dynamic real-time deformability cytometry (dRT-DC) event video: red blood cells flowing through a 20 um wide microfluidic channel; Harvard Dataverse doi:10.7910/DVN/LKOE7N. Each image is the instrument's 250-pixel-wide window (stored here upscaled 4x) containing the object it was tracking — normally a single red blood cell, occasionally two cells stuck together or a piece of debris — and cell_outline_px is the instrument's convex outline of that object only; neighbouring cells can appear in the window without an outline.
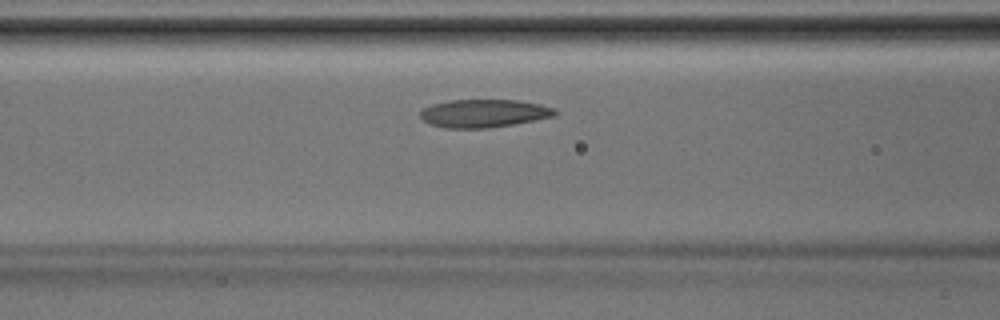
{"species": "Egyptian fruit bat (a non-hibernating species)", "species_latin": "Rousettus aegyptiacus", "temperature_condition": "room temperature", "stored_images_in_passage": 30, "camera_frame_rate_fps": 3000, "um_per_image_px": 0.085, "animal": {"sex": "male"}, "frame": {"image": 1, "passage_image": 9, "time_ms": 2.667, "image_size_px": [1000, 320], "cell_outline_px": [[560, 112], [556, 116], [512, 124], [488, 128], [444, 128], [428, 124], [420, 116], [420, 112], [424, 108], [432, 104], [448, 100], [516, 100], [540, 104], [556, 108]], "centroid_in_image_um": [41.15, 9.63], "position_along_channel_um": 125.5, "area_um2": 22.14}}
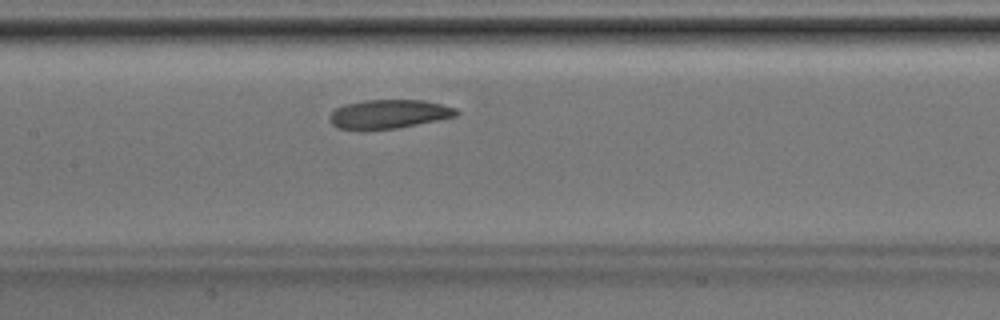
{"frame": {"image": 2, "passage_image": 12, "time_ms": 3.667, "image_size_px": [1000, 320], "cell_outline_px": [[460, 112], [456, 116], [396, 128], [364, 132], [340, 128], [332, 124], [328, 116], [336, 108], [344, 104], [364, 100], [424, 100], [456, 108]], "centroid_in_image_um": [32.99, 9.71], "position_along_channel_um": 174.4, "area_um2": 21.62}}
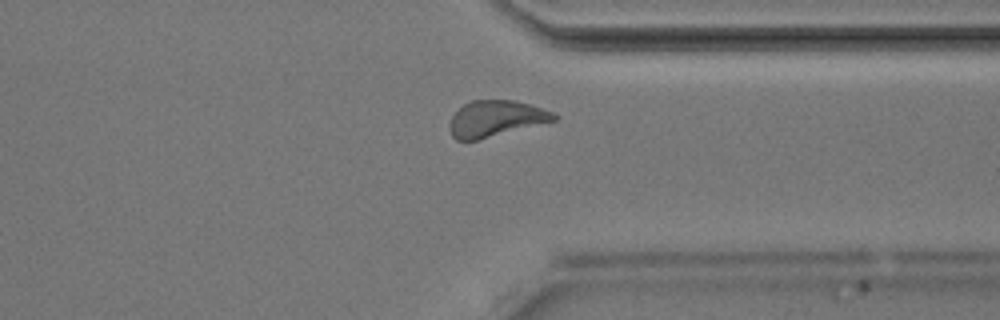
{"frame": {"image": 3, "passage_image": 24, "time_ms": 7.667, "image_size_px": [1000, 320], "cell_outline_px": [[560, 116], [556, 120], [476, 140], [456, 140], [452, 136], [448, 128], [448, 124], [452, 116], [464, 104], [472, 100], [516, 100], [552, 112]], "centroid_in_image_um": [42.11, 10.08], "position_along_channel_um": 369.3, "area_um2": 21.73}}